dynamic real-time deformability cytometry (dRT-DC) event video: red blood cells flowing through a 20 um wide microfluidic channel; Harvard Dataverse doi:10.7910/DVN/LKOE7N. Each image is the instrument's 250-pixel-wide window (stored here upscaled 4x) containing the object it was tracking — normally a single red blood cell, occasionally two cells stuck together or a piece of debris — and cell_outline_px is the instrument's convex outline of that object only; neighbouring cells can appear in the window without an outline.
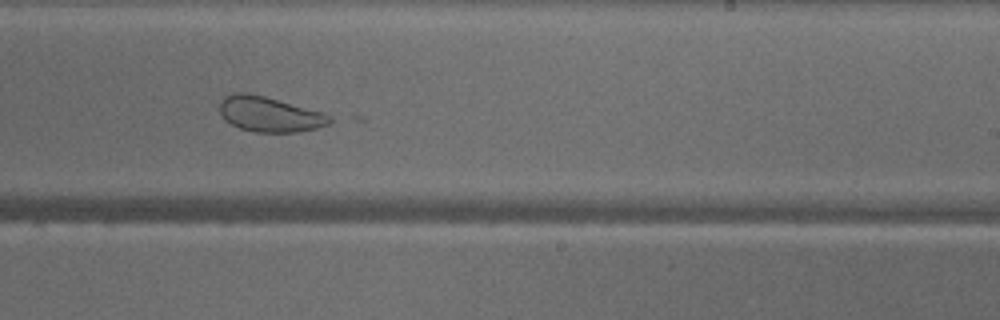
{"species": "common noctule bat (a hibernating species)", "species_latin": "Nyctalus noctula", "temperature_condition": "warm", "stored_images_in_passage": 47, "camera_frame_rate_fps": 3000, "um_per_image_px": 0.085, "animal": {"sex": "male", "body_mass_g": 18.8}, "frame": {"image": 1, "passage_image": 28, "time_ms": 9.0, "image_size_px": [1000, 320], "cell_outline_px": [[332, 120], [328, 124], [316, 128], [296, 132], [252, 132], [240, 128], [224, 120], [220, 112], [220, 100], [224, 96], [232, 92], [248, 92], [264, 96], [324, 112], [332, 116]], "centroid_in_image_um": [22.89, 9.7], "position_along_channel_um": 266.1, "area_um2": 22.72}}